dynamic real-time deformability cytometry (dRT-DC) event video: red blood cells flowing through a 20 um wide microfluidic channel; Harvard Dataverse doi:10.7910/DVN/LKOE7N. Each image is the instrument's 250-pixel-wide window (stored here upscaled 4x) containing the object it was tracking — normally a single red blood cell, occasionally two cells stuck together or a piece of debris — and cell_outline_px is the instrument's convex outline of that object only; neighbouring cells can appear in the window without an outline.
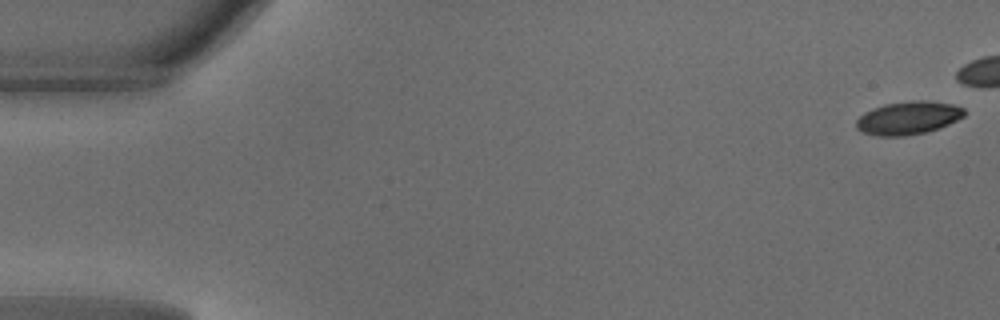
{"species": "common noctule bat (a hibernating species)", "species_latin": "Nyctalus noctula", "temperature_condition": "warm", "stored_images_in_passage": 24, "camera_frame_rate_fps": 3000, "um_per_image_px": 0.085, "animal": {"sex": "male", "body_mass_g": 18.8}, "frame": {"image": 1, "passage_image": 1, "time_ms": 0.0, "image_size_px": [1000, 320], "cell_outline_px": [[964, 116], [940, 128], [924, 132], [904, 136], [876, 136], [860, 132], [856, 128], [856, 120], [864, 112], [872, 108], [884, 104], [912, 100], [928, 100], [952, 104], [964, 108]], "centroid_in_image_um": [77.16, 10.02], "position_along_channel_um": 7.8, "area_um2": 20.98}}